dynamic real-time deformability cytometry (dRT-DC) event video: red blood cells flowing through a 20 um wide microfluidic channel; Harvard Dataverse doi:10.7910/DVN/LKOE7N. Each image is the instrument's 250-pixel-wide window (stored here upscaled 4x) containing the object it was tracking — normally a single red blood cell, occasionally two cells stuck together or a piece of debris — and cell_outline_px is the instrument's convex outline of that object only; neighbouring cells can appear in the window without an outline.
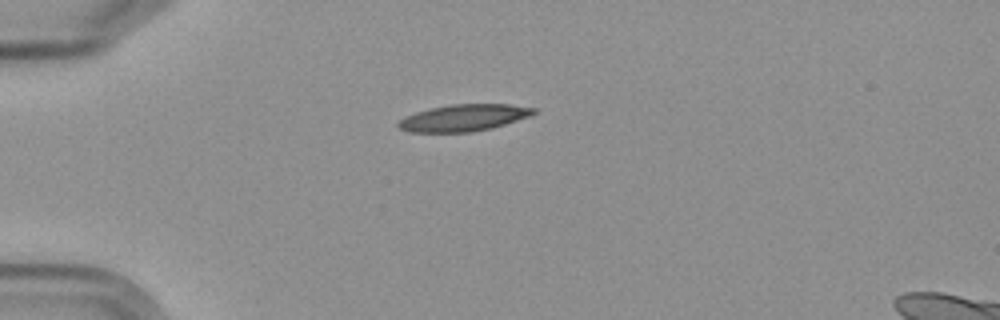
{"species": "Egyptian fruit bat (a non-hibernating species)", "species_latin": "Rousettus aegyptiacus", "temperature_condition": "cold", "stored_images_in_passage": 2, "camera_frame_rate_fps": 3000, "um_per_image_px": 0.085, "frame": {"image": 1, "passage_image": 2, "time_ms": 1.333, "image_size_px": [1000, 320], "cell_outline_px": [[536, 112], [528, 116], [492, 128], [468, 132], [412, 132], [400, 128], [396, 124], [404, 116], [428, 108], [448, 104], [512, 104], [536, 108]], "centroid_in_image_um": [39.39, 10.0], "position_along_channel_um": 45.6, "area_um2": 21.04}}